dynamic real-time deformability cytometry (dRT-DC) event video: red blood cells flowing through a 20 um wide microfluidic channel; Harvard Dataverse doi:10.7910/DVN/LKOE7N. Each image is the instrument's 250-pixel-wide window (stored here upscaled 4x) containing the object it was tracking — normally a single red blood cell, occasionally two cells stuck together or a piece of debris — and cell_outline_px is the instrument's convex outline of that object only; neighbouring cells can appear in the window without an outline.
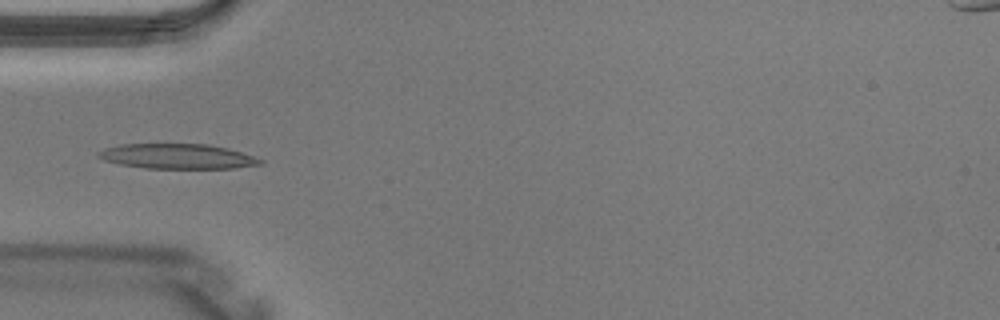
{"species": "Egyptian fruit bat (a non-hibernating species)", "species_latin": "Rousettus aegyptiacus", "temperature_condition": "warm", "stored_images_in_passage": 3, "camera_frame_rate_fps": 3000, "um_per_image_px": 0.085, "animal": {"sex": "male"}, "frame": {"image": 1, "passage_image": 3, "time_ms": 0.667, "image_size_px": [1000, 320], "cell_outline_px": [[264, 164], [232, 168], [144, 168], [120, 164], [104, 160], [96, 156], [96, 152], [104, 148], [120, 144], [208, 144], [228, 148], [264, 160]], "centroid_in_image_um": [15.05, 13.28], "position_along_channel_um": 70.0, "area_um2": 23.58}}